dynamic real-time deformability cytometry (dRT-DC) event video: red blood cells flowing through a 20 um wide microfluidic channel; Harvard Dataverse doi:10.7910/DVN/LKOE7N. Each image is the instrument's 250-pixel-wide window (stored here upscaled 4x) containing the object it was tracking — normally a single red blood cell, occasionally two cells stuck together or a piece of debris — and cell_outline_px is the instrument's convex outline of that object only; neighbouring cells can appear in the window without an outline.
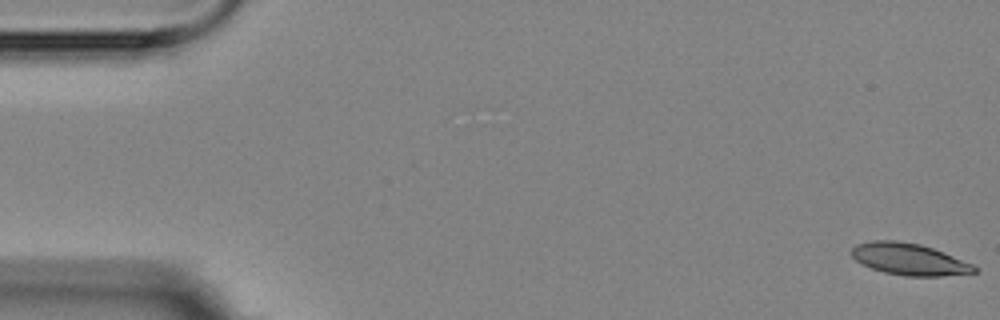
{"species": "Egyptian fruit bat (a non-hibernating species)", "species_latin": "Rousettus aegyptiacus", "temperature_condition": "room temperature", "stored_images_in_passage": 6, "camera_frame_rate_fps": 3000, "um_per_image_px": 0.085, "animal": {"sex": "female"}, "frame": {"image": 1, "passage_image": 1, "time_ms": 0.0, "image_size_px": [1000, 320], "cell_outline_px": [[980, 268], [976, 272], [940, 276], [904, 276], [884, 272], [872, 268], [856, 260], [852, 256], [852, 248], [856, 244], [872, 240], [896, 240], [920, 244], [944, 252], [972, 264]], "centroid_in_image_um": [77.29, 22.03], "position_along_channel_um": 7.7, "area_um2": 22.6}}